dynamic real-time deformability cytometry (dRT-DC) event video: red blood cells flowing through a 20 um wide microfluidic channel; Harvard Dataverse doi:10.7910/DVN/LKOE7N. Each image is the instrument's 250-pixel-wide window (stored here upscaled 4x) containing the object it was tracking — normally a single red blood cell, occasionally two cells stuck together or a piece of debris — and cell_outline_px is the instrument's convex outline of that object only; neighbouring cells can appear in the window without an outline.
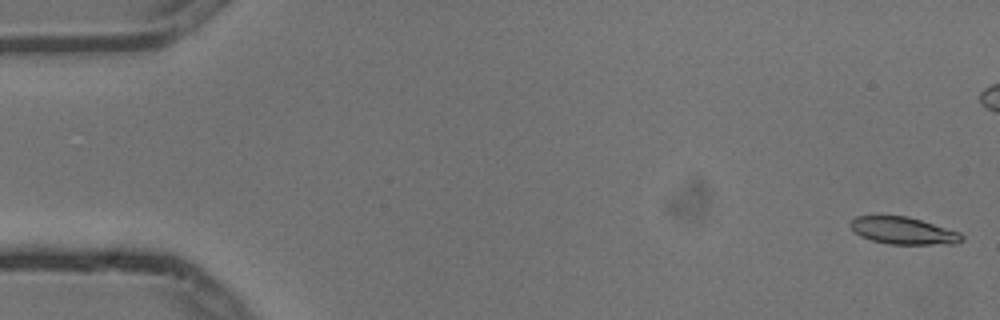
{"species": "common noctule bat (a hibernating species)", "species_latin": "Nyctalus noctula", "temperature_condition": "cold", "stored_images_in_passage": 5, "camera_frame_rate_fps": 3000, "um_per_image_px": 0.085, "animal": {"sex": "male", "body_mass_g": 13.3}, "frame": {"image": 1, "passage_image": 1, "time_ms": 0.0, "image_size_px": [1000, 320], "cell_outline_px": [[964, 240], [956, 244], [888, 244], [872, 240], [860, 236], [848, 224], [856, 216], [908, 216], [960, 232], [964, 236]], "centroid_in_image_um": [76.81, 19.61], "position_along_channel_um": 8.2, "area_um2": 17.63}}